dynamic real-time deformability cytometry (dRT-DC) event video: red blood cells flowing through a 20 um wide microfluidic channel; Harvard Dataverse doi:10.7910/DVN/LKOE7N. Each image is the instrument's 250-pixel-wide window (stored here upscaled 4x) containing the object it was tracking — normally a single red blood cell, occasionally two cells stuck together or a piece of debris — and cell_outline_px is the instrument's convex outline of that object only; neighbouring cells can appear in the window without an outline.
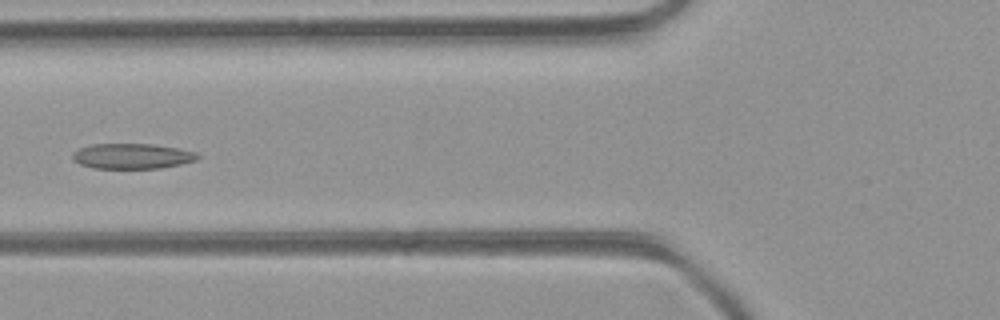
{"species": "common noctule bat (a hibernating species)", "species_latin": "Nyctalus noctula", "temperature_condition": "room temperature", "stored_images_in_passage": 6, "camera_frame_rate_fps": 3000, "um_per_image_px": 0.085, "animal": {"sex": "female", "body_mass_g": 21.9}, "frame": {"image": 1, "passage_image": 6, "time_ms": 1.667, "image_size_px": [1000, 320], "cell_outline_px": [[200, 156], [196, 160], [180, 164], [160, 168], [92, 168], [80, 164], [72, 160], [72, 152], [80, 148], [92, 144], [152, 144], [180, 148], [196, 152]], "centroid_in_image_um": [11.22, 13.27], "position_along_channel_um": 114.6, "area_um2": 18.5}}